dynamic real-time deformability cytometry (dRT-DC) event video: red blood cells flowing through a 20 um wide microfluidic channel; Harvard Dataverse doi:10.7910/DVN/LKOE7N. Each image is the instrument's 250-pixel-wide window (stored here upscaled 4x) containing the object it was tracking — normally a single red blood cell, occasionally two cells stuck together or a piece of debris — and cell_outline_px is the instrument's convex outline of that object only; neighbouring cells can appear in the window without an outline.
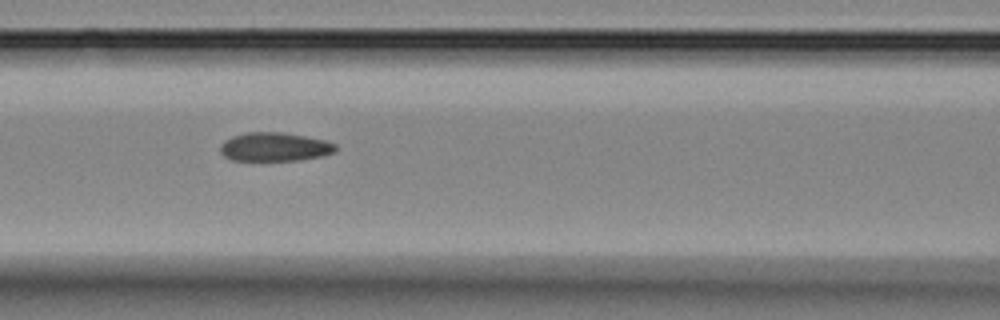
{"species": "Egyptian fruit bat (a non-hibernating species)", "species_latin": "Rousettus aegyptiacus", "temperature_condition": "room temperature", "stored_images_in_passage": 10, "segment_of_instrument_passage": [1, 2], "camera_frame_rate_fps": 3000, "um_per_image_px": 0.085, "animal": {"sex": "female"}, "frame": {"image": 1, "passage_image": 7, "time_ms": 6.667, "image_size_px": [1000, 320], "cell_outline_px": [[336, 152], [324, 156], [300, 160], [232, 160], [224, 156], [220, 152], [220, 144], [224, 140], [232, 136], [244, 132], [280, 132], [304, 136], [324, 140], [336, 144]], "centroid_in_image_um": [23.33, 12.48], "position_along_channel_um": 143.3, "area_um2": 19.42}}
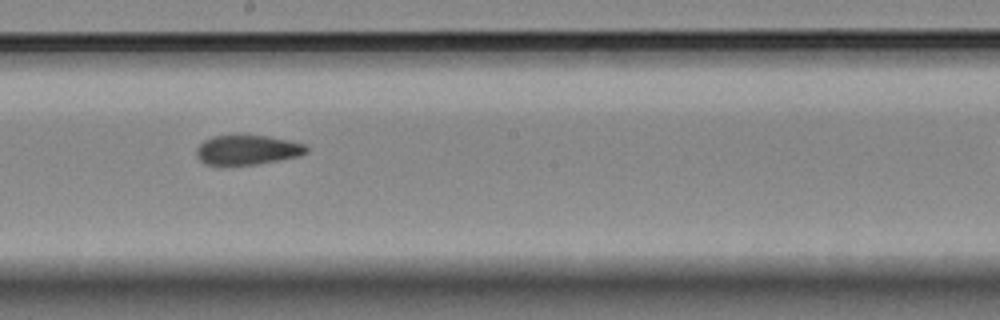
{"frame": {"image": 2, "passage_image": 9, "time_ms": 9.0, "image_size_px": [1000, 320], "cell_outline_px": [[308, 152], [300, 156], [256, 164], [204, 164], [196, 156], [196, 148], [204, 140], [212, 136], [236, 132], [244, 132], [268, 136], [288, 140], [304, 144], [308, 148]], "centroid_in_image_um": [21.0, 12.68], "position_along_channel_um": 227.2, "area_um2": 19.65}}